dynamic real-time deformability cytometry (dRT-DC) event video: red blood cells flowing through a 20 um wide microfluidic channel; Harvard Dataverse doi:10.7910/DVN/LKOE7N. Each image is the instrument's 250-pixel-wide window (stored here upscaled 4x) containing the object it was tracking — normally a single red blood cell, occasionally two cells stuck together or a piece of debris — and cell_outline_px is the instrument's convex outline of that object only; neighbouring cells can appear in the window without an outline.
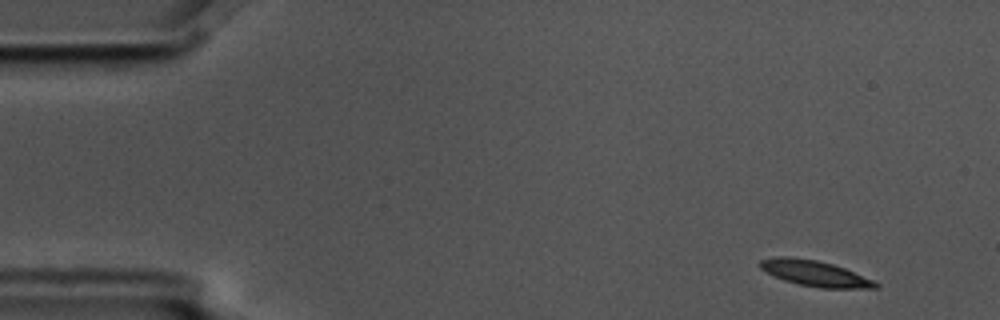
{"species": "common noctule bat (a hibernating species)", "species_latin": "Nyctalus noctula", "temperature_condition": "cold", "stored_images_in_passage": 4, "camera_frame_rate_fps": 3000, "um_per_image_px": 0.085, "animal": {"sex": "male", "body_mass_g": 17.5, "forearm_length_mm": 52.3}, "frame": {"image": 1, "passage_image": 1, "time_ms": 0.0, "image_size_px": [1000, 320], "cell_outline_px": [[880, 288], [820, 288], [796, 284], [784, 280], [760, 268], [756, 264], [760, 260], [780, 256], [788, 256], [816, 260], [832, 264], [844, 268], [872, 280], [880, 284]], "centroid_in_image_um": [69.25, 23.24], "position_along_channel_um": 15.8, "area_um2": 17.17}}
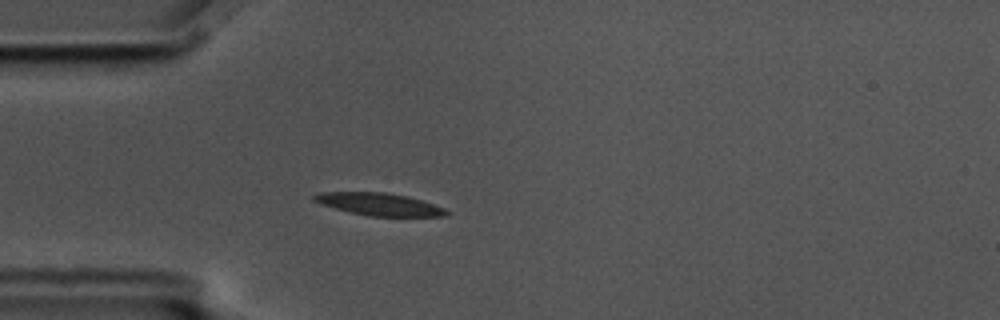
{"frame": {"image": 2, "passage_image": 4, "time_ms": 1.0, "image_size_px": [1000, 320], "cell_outline_px": [[448, 216], [368, 216], [336, 208], [312, 200], [312, 196], [320, 192], [384, 192], [404, 196], [420, 200], [444, 208], [448, 212]], "centroid_in_image_um": [32.22, 17.36], "position_along_channel_um": 52.8, "area_um2": 16.88}}